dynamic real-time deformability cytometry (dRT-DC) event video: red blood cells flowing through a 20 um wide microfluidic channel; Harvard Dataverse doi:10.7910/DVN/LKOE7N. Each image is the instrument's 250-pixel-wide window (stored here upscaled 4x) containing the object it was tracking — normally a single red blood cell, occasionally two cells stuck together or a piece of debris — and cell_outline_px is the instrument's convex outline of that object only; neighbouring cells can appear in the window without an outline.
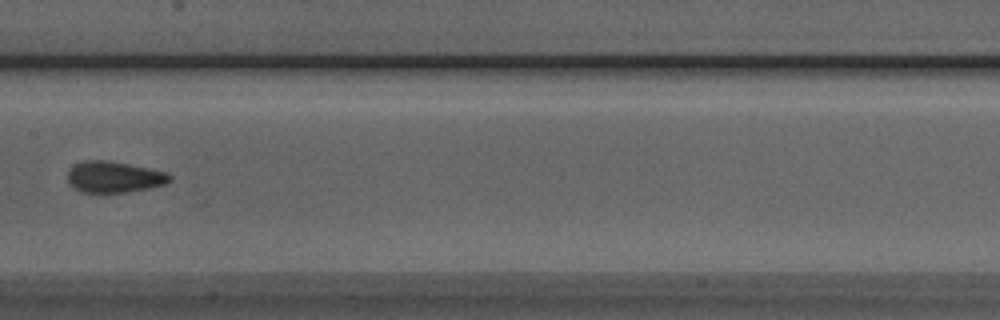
{"species": "Egyptian fruit bat (a non-hibernating species)", "species_latin": "Rousettus aegyptiacus", "temperature_condition": "room temperature", "stored_images_in_passage": 6, "camera_frame_rate_fps": 3000, "um_per_image_px": 0.085, "animal": {"sex": "male"}, "frame": {"image": 1, "passage_image": 6, "time_ms": 1.667, "image_size_px": [1000, 320], "cell_outline_px": [[172, 180], [164, 184], [148, 188], [128, 192], [100, 196], [80, 192], [68, 184], [68, 172], [76, 164], [84, 160], [108, 160], [148, 168], [164, 172], [172, 176]], "centroid_in_image_um": [9.64, 15.09], "position_along_channel_um": 197.8, "area_um2": 19.13}}